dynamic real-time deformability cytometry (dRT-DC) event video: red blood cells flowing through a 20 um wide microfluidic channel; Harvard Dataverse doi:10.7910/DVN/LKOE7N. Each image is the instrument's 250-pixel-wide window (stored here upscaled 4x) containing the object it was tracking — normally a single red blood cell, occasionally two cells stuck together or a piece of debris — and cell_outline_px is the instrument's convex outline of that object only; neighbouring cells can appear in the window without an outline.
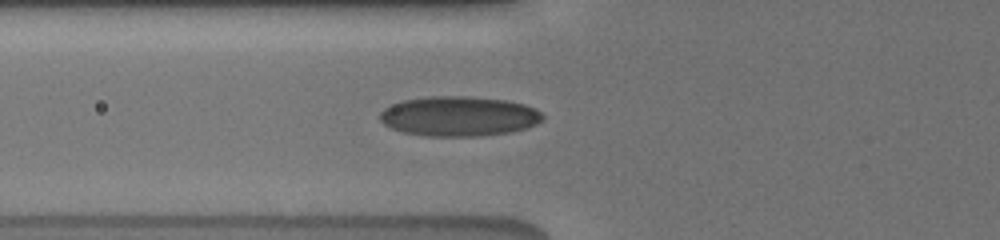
{"species": "human", "species_latin": "Homo sapiens", "temperature_condition": "cold", "stored_images_in_passage": 12, "camera_frame_rate_fps": 3000, "um_per_image_px": 0.085, "donor": {"sex": "male"}, "frame": {"image": 1, "passage_image": 10, "time_ms": 6.667, "image_size_px": [1000, 240], "cell_outline_px": [[544, 120], [536, 124], [524, 128], [508, 132], [480, 136], [428, 136], [404, 132], [392, 128], [384, 124], [380, 120], [380, 112], [384, 108], [392, 104], [404, 100], [428, 96], [464, 96], [508, 100], [524, 104], [536, 108], [544, 116]], "centroid_in_image_um": [39.02, 9.87], "position_along_channel_um": 86.8, "area_um2": 37.8}}